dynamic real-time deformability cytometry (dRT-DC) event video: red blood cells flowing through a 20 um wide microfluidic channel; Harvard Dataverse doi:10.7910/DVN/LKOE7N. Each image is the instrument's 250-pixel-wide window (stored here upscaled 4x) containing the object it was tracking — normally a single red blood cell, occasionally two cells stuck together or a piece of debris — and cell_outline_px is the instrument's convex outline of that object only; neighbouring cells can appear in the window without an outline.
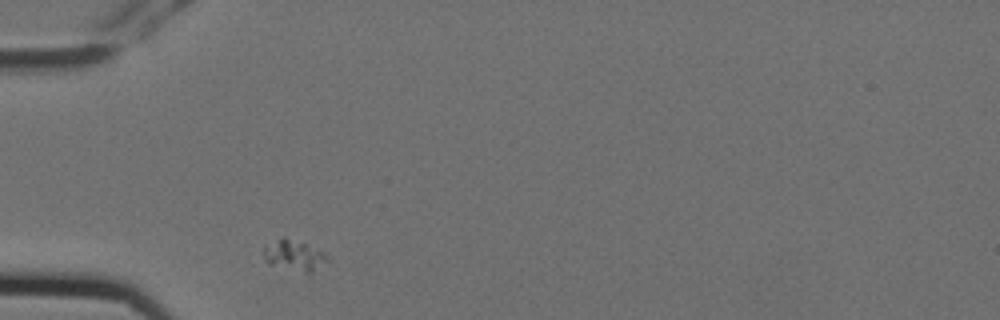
{"species": "Egyptian fruit bat (a non-hibernating species)", "species_latin": "Rousettus aegyptiacus", "temperature_condition": "cold", "stored_images_in_passage": 2, "camera_frame_rate_fps": 3000, "um_per_image_px": 0.085, "animal": {"sex": "female"}, "frame": {"image": 1, "passage_image": 1, "time_ms": 0.0, "image_size_px": [1000, 320], "cell_outline_px": [[328, 260], [312, 272], [304, 272], [268, 264], [264, 260], [264, 248], [280, 240], [288, 240], [304, 244], [328, 256]], "centroid_in_image_um": [24.99, 21.78], "position_along_channel_um": 60.0, "area_um2": 10.35}}